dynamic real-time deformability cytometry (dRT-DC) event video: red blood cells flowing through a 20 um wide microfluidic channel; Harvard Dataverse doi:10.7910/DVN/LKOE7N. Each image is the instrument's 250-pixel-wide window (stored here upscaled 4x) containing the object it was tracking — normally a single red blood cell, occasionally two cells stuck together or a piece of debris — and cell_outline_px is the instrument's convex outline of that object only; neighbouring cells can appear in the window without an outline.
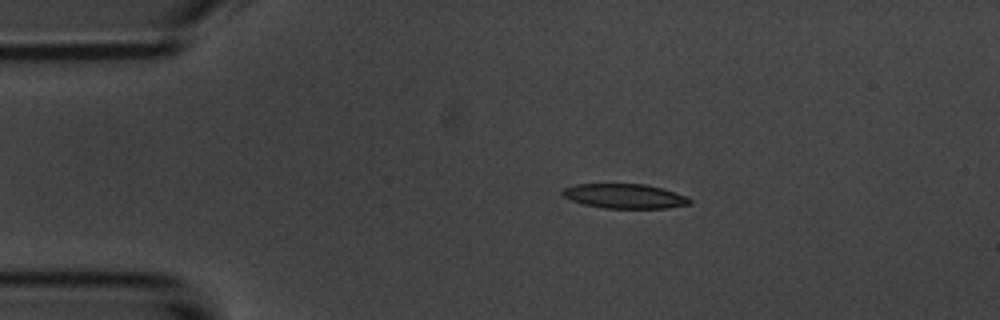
{"species": "common noctule bat (a hibernating species)", "species_latin": "Nyctalus noctula", "temperature_condition": "room temperature", "stored_images_in_passage": 45, "camera_frame_rate_fps": 3000, "um_per_image_px": 0.085, "animal": {"sex": "male", "body_mass_g": 20.1, "forearm_length_mm": 53.5}, "frame": {"image": 1, "passage_image": 1, "time_ms": 0.0, "image_size_px": [1000, 320], "cell_outline_px": [[692, 204], [668, 208], [604, 208], [584, 204], [572, 200], [564, 196], [560, 192], [564, 188], [572, 184], [644, 184], [676, 192], [688, 196], [692, 200]], "centroid_in_image_um": [53.13, 16.67], "position_along_channel_um": 31.9, "area_um2": 18.26}}
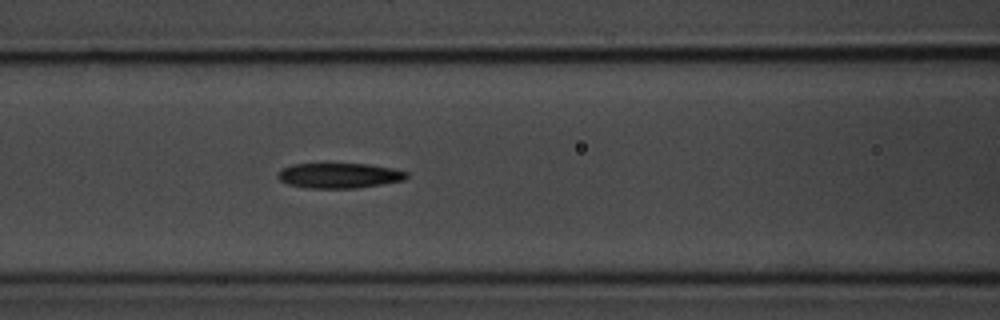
{"frame": {"image": 2, "passage_image": 13, "time_ms": 4.0, "image_size_px": [1000, 320], "cell_outline_px": [[408, 176], [404, 180], [356, 188], [308, 188], [288, 184], [280, 180], [276, 176], [276, 172], [280, 168], [292, 164], [368, 164], [392, 168], [408, 172]], "centroid_in_image_um": [28.78, 14.92], "position_along_channel_um": 137.8, "area_um2": 18.9}}
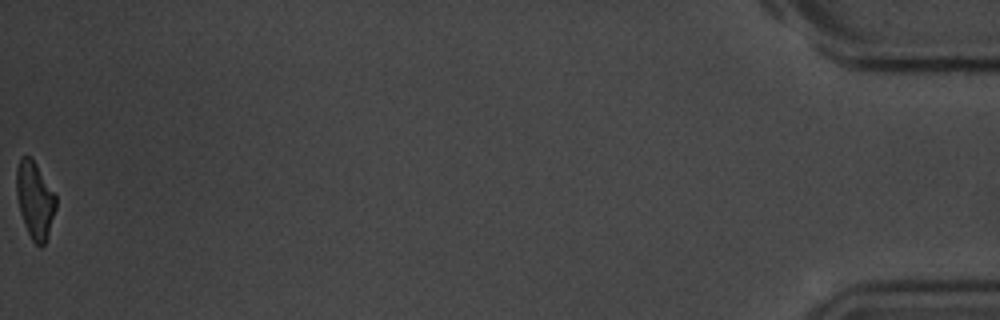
{"frame": {"image": 3, "passage_image": 45, "time_ms": 14.667, "image_size_px": [1000, 320], "cell_outline_px": [[56, 208], [48, 236], [44, 244], [40, 248], [32, 240], [24, 224], [20, 212], [16, 196], [16, 168], [20, 156], [28, 156], [36, 164], [56, 196]], "centroid_in_image_um": [2.95, 17.01], "position_along_channel_um": 432.2, "area_um2": 17.63}, "authors_computed_cell_mechanics": {"area_um2": 18.9584, "velocity_mm_per_s": 3.7143, "shape_relaxation_time_tau1_ms": 7.7076, "shape_relaxation_time_tau2_ms": null, "deformation_change_tau1": 0.2216, "deformation_change_tau2": null}}